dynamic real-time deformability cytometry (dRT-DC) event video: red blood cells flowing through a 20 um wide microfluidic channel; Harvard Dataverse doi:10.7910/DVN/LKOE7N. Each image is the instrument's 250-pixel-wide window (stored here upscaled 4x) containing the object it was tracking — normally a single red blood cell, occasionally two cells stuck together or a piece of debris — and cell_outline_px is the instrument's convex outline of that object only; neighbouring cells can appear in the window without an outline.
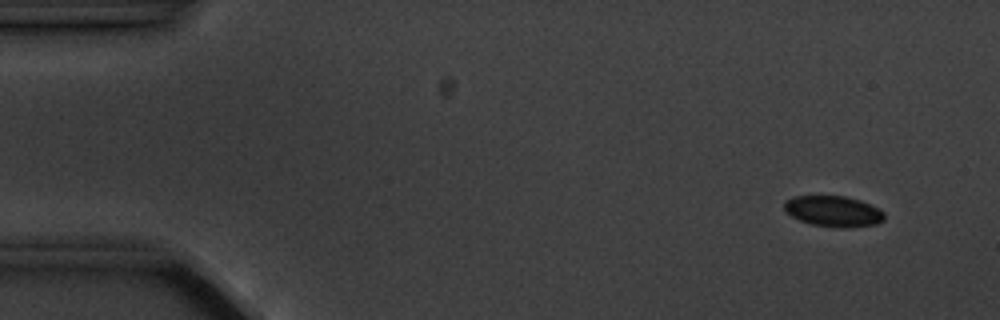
{"species": "common noctule bat (a hibernating species)", "species_latin": "Nyctalus noctula", "temperature_condition": "cold", "stored_images_in_passage": 7, "camera_frame_rate_fps": 3000, "um_per_image_px": 0.085, "animal": {"sex": "male", "body_mass_g": 20.1, "forearm_length_mm": 53.5}, "frame": {"image": 1, "passage_image": 2, "time_ms": 1.333, "image_size_px": [1000, 320], "cell_outline_px": [[884, 220], [876, 224], [844, 228], [812, 224], [800, 220], [784, 212], [784, 200], [792, 196], [844, 196], [860, 200], [884, 212]], "centroid_in_image_um": [70.79, 17.95], "position_along_channel_um": 14.2, "area_um2": 17.86}}
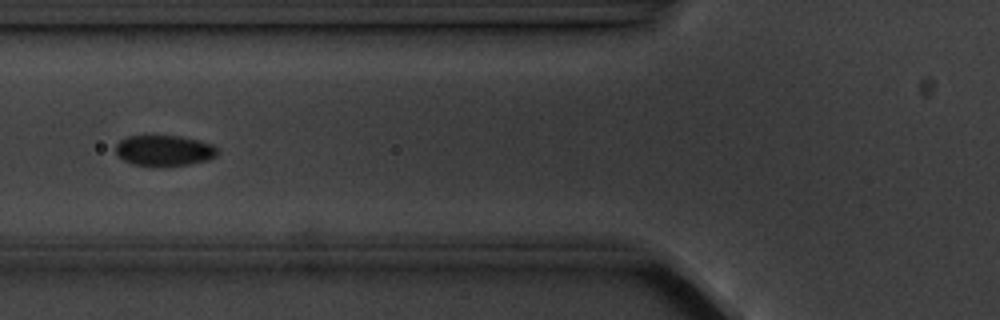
{"frame": {"image": 2, "passage_image": 7, "time_ms": 7.0, "image_size_px": [1000, 320], "cell_outline_px": [[216, 156], [208, 160], [188, 164], [132, 164], [116, 156], [116, 144], [120, 140], [128, 136], [180, 136], [200, 140], [212, 144], [216, 148]], "centroid_in_image_um": [13.94, 12.76], "position_along_channel_um": 111.9, "area_um2": 17.74}}